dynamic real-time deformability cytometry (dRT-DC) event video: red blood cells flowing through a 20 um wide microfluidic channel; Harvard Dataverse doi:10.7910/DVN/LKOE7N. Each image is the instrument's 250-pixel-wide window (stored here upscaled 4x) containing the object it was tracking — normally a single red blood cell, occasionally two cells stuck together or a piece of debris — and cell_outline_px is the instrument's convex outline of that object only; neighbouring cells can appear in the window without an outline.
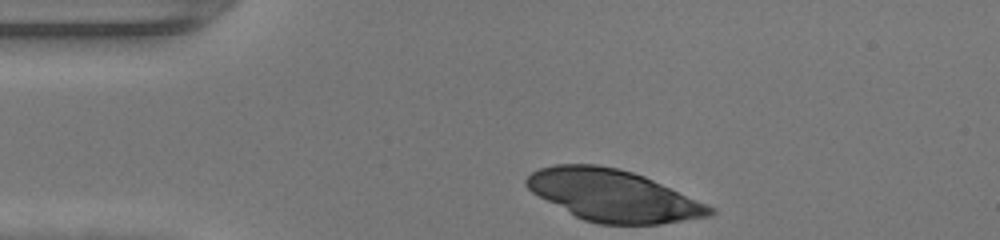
{"species": "human", "species_latin": "Homo sapiens", "temperature_condition": "warm", "stored_images_in_passage": 30, "camera_frame_rate_fps": 3000, "um_per_image_px": 0.085, "donor": {"sex": "female"}, "frame": {"image": 1, "passage_image": 1, "time_ms": 0.0, "image_size_px": [1000, 240], "cell_outline_px": [[716, 212], [712, 216], [660, 224], [600, 224], [584, 220], [576, 216], [532, 192], [524, 184], [524, 180], [532, 172], [540, 168], [556, 164], [596, 164], [616, 168], [632, 172], [644, 176], [716, 208]], "centroid_in_image_um": [52.14, 16.62], "position_along_channel_um": 32.9, "area_um2": 54.74}}